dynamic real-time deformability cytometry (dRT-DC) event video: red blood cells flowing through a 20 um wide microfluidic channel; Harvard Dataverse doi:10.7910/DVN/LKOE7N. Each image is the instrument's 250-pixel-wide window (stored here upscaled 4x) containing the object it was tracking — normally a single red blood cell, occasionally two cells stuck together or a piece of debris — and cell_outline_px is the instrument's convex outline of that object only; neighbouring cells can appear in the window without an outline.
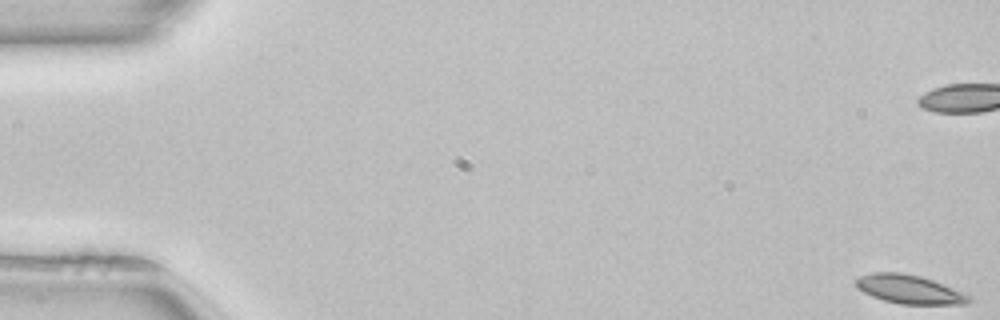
{"species": "common noctule bat (a hibernating species)", "species_latin": "Nyctalus noctula", "temperature_condition": "room temperature", "stored_images_in_passage": 53, "camera_frame_rate_fps": 3000, "um_per_image_px": 0.085, "animal": {"sex": "female", "body_mass_g": 22.7, "forearm_length_mm": 54.2}, "frame": {"image": 1, "passage_image": 1, "time_ms": 0.0, "image_size_px": [1000, 320], "cell_outline_px": [[972, 300], [968, 304], [900, 304], [884, 300], [872, 296], [856, 288], [856, 280], [860, 276], [872, 272], [900, 272], [920, 276], [932, 280], [972, 296]], "centroid_in_image_um": [77.3, 24.59], "position_along_channel_um": 7.7, "area_um2": 18.84}}